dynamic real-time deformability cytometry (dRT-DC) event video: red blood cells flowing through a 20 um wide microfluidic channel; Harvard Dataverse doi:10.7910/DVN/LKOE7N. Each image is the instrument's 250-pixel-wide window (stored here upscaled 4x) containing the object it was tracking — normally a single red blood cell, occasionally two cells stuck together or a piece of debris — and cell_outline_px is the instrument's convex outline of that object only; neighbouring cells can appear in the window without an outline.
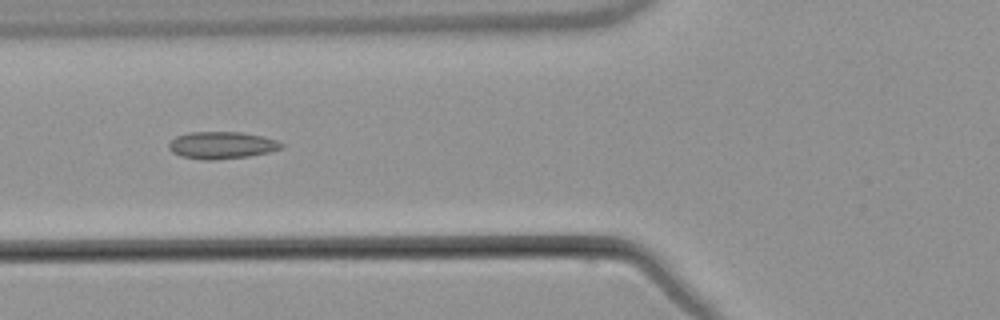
{"species": "common noctule bat (a hibernating species)", "species_latin": "Nyctalus noctula", "temperature_condition": "warm", "stored_images_in_passage": 8, "camera_frame_rate_fps": 3000, "um_per_image_px": 0.085, "animal": {"sex": "male", "body_mass_g": 21.5, "forearm_length_mm": 52.0}, "frame": {"image": 1, "passage_image": 6, "time_ms": 6.0, "image_size_px": [1000, 320], "cell_outline_px": [[284, 148], [268, 152], [248, 156], [216, 160], [204, 160], [180, 156], [172, 152], [168, 148], [168, 144], [176, 136], [188, 132], [240, 132], [264, 136], [276, 140], [284, 144]], "centroid_in_image_um": [18.84, 12.34], "position_along_channel_um": 107.0, "area_um2": 17.92}}
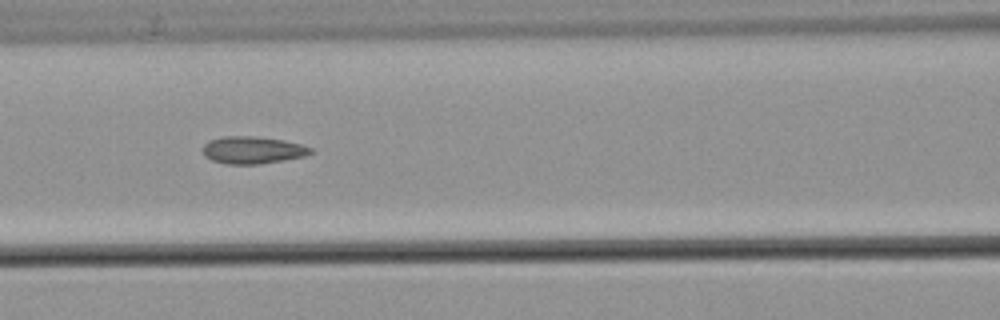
{"frame": {"image": 2, "passage_image": 7, "time_ms": 7.0, "image_size_px": [1000, 320], "cell_outline_px": [[312, 152], [304, 156], [284, 160], [260, 164], [228, 164], [212, 160], [204, 156], [204, 144], [208, 140], [224, 136], [256, 136], [284, 140], [300, 144], [312, 148]], "centroid_in_image_um": [21.46, 12.75], "position_along_channel_um": 145.1, "area_um2": 17.11}}